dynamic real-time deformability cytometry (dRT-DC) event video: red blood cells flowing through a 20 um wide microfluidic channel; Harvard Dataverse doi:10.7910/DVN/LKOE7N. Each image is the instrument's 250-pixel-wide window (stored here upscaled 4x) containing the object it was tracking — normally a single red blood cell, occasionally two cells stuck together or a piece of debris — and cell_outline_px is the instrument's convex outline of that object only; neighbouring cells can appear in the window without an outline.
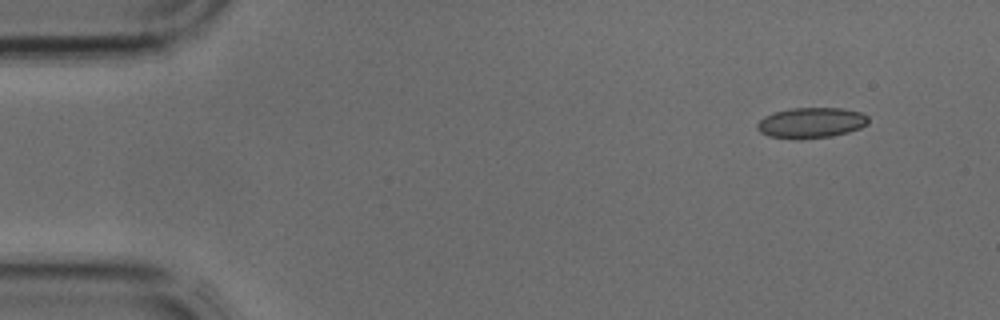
{"species": "common noctule bat (a hibernating species)", "species_latin": "Nyctalus noctula", "temperature_condition": "cold", "stored_images_in_passage": 3, "camera_frame_rate_fps": 3000, "um_per_image_px": 0.085, "animal": {"sex": "male", "body_mass_g": 17.9, "forearm_length_mm": 54.2}, "frame": {"image": 1, "passage_image": 1, "time_ms": 0.0, "image_size_px": [1000, 320], "cell_outline_px": [[868, 124], [860, 128], [848, 132], [832, 136], [800, 140], [768, 136], [760, 132], [756, 128], [756, 124], [764, 116], [772, 112], [792, 108], [844, 108], [860, 112], [868, 116]], "centroid_in_image_um": [68.93, 10.44], "position_along_channel_um": 16.1, "area_um2": 20.06}}